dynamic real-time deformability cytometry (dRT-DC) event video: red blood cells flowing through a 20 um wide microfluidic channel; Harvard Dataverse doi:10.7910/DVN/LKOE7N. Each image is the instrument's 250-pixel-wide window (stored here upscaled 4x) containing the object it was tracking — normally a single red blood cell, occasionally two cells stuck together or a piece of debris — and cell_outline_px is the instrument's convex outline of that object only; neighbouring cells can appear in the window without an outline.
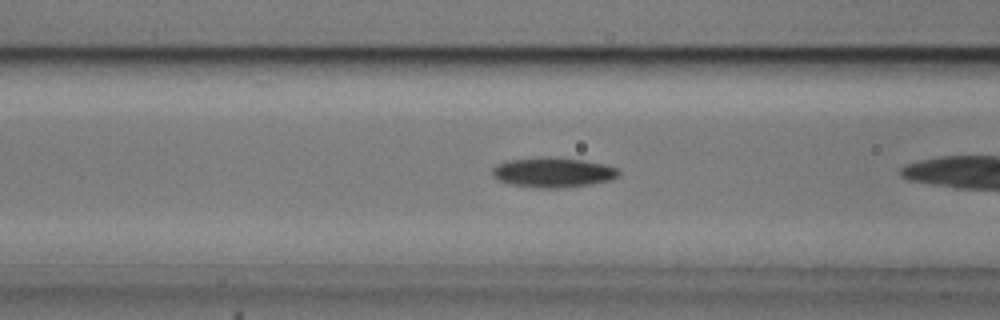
{"species": "common noctule bat (a hibernating species)", "species_latin": "Nyctalus noctula", "temperature_condition": "cold", "stored_images_in_passage": 7, "camera_frame_rate_fps": 3000, "um_per_image_px": 0.085, "animal": {"sex": "male", "body_mass_g": 20.5, "forearm_length_mm": 52.5}, "frame": {"image": 1, "passage_image": 6, "time_ms": 1.667, "image_size_px": [1000, 320], "cell_outline_px": [[620, 172], [612, 180], [588, 184], [556, 188], [544, 188], [512, 184], [500, 180], [492, 176], [492, 168], [496, 164], [508, 160], [548, 156], [556, 156], [604, 164], [616, 168]], "centroid_in_image_um": [46.98, 14.63], "position_along_channel_um": 119.6, "area_um2": 21.79}}